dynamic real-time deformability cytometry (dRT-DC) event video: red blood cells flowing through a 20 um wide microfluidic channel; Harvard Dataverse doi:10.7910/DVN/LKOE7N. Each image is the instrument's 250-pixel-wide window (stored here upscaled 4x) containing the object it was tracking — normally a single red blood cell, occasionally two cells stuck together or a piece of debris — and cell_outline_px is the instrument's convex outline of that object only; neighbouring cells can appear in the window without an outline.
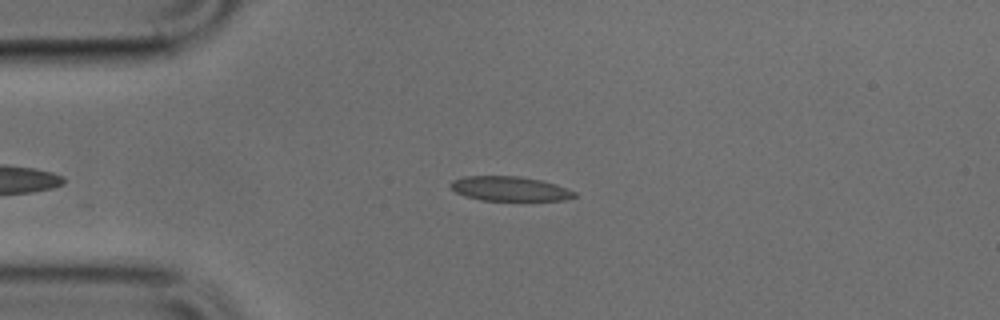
{"species": "common noctule bat (a hibernating species)", "species_latin": "Nyctalus noctula", "temperature_condition": "cold", "stored_images_in_passage": 38, "camera_frame_rate_fps": 3000, "um_per_image_px": 0.085, "animal": {"sex": "male", "body_mass_g": 17.9, "forearm_length_mm": 54.2}, "frame": {"image": 1, "passage_image": 4, "time_ms": 1.0, "image_size_px": [1000, 320], "cell_outline_px": [[576, 196], [564, 200], [480, 200], [464, 196], [456, 192], [448, 184], [452, 180], [464, 176], [520, 176], [540, 180], [556, 184], [576, 192]], "centroid_in_image_um": [43.29, 16.03], "position_along_channel_um": 41.7, "area_um2": 17.69}}
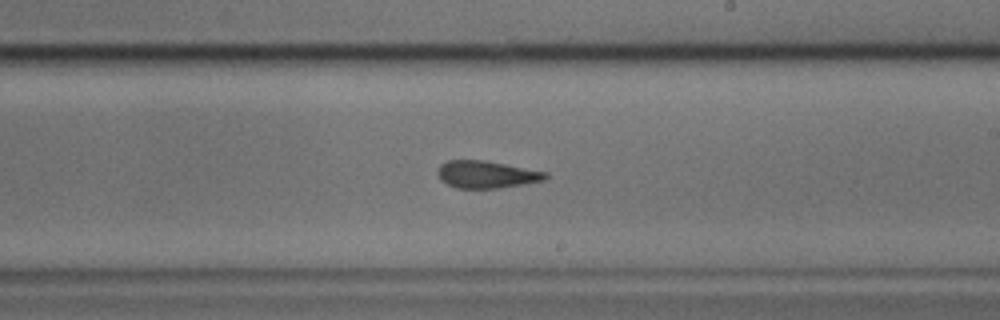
{"frame": {"image": 2, "passage_image": 21, "time_ms": 6.667, "image_size_px": [1000, 320], "cell_outline_px": [[548, 176], [544, 180], [524, 184], [500, 188], [456, 188], [440, 180], [436, 172], [440, 164], [448, 160], [484, 160], [548, 172]], "centroid_in_image_um": [41.33, 14.82], "position_along_channel_um": 247.7, "area_um2": 17.22}}
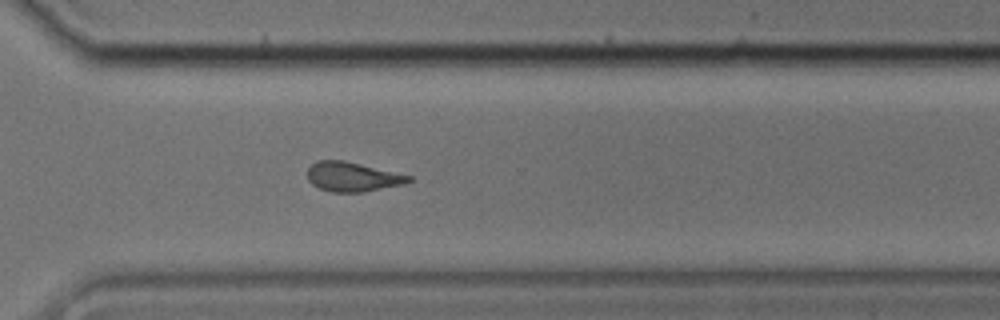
{"frame": {"image": 3, "passage_image": 28, "time_ms": 9.0, "image_size_px": [1000, 320], "cell_outline_px": [[412, 180], [404, 184], [364, 192], [332, 192], [320, 188], [312, 184], [308, 180], [308, 168], [312, 164], [320, 160], [344, 160], [412, 176]], "centroid_in_image_um": [29.97, 15.03], "position_along_channel_um": 340.6, "area_um2": 17.28}}